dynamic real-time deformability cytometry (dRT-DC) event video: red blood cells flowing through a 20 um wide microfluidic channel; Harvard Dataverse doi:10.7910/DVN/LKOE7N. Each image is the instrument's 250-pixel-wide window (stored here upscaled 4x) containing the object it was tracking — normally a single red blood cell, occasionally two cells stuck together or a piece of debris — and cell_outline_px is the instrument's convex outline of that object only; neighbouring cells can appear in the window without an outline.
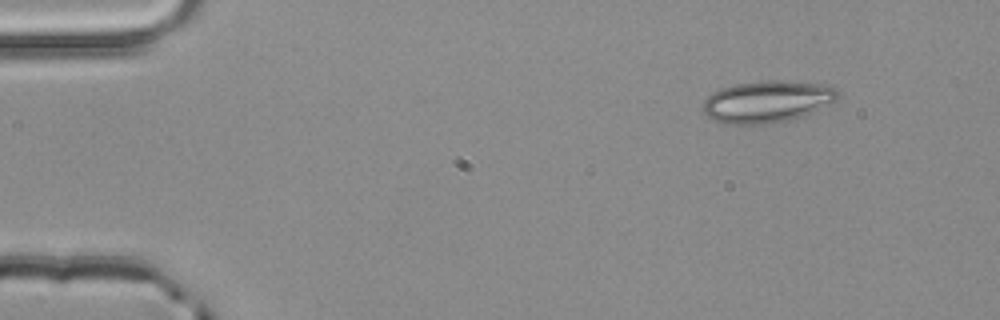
{"species": "common noctule bat (a hibernating species)", "species_latin": "Nyctalus noctula", "temperature_condition": "room temperature", "stored_images_in_passage": 2, "camera_frame_rate_fps": 3000, "um_per_image_px": 0.085, "animal": {"sex": "male", "body_mass_g": 20.4}, "frame": {"image": 1, "passage_image": 1, "time_ms": 0.0, "image_size_px": [1000, 320], "cell_outline_px": [[840, 92], [836, 100], [804, 116], [788, 120], [768, 124], [724, 124], [708, 116], [704, 112], [704, 100], [712, 92], [720, 88], [736, 84], [764, 80], [776, 80], [828, 84], [836, 88]], "centroid_in_image_um": [65.23, 8.62], "position_along_channel_um": 19.8, "area_um2": 33.0}}